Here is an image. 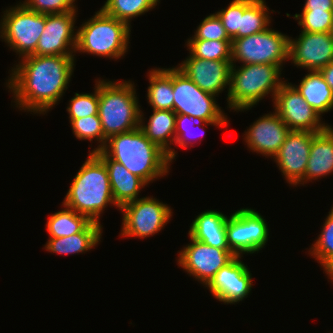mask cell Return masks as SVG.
I'll return each mask as SVG.
<instances>
[{
    "label": "cell",
    "mask_w": 333,
    "mask_h": 333,
    "mask_svg": "<svg viewBox=\"0 0 333 333\" xmlns=\"http://www.w3.org/2000/svg\"><path fill=\"white\" fill-rule=\"evenodd\" d=\"M147 100L155 110L173 111V67L153 68L148 73Z\"/></svg>",
    "instance_id": "26"
},
{
    "label": "cell",
    "mask_w": 333,
    "mask_h": 333,
    "mask_svg": "<svg viewBox=\"0 0 333 333\" xmlns=\"http://www.w3.org/2000/svg\"><path fill=\"white\" fill-rule=\"evenodd\" d=\"M77 32L75 52L93 54L109 59H120L128 51L131 27L104 13L95 12L82 23Z\"/></svg>",
    "instance_id": "6"
},
{
    "label": "cell",
    "mask_w": 333,
    "mask_h": 333,
    "mask_svg": "<svg viewBox=\"0 0 333 333\" xmlns=\"http://www.w3.org/2000/svg\"><path fill=\"white\" fill-rule=\"evenodd\" d=\"M265 0H254L243 12L240 30L232 39H238L252 34L260 33L269 28L271 13ZM269 14V15H268Z\"/></svg>",
    "instance_id": "30"
},
{
    "label": "cell",
    "mask_w": 333,
    "mask_h": 333,
    "mask_svg": "<svg viewBox=\"0 0 333 333\" xmlns=\"http://www.w3.org/2000/svg\"><path fill=\"white\" fill-rule=\"evenodd\" d=\"M136 94L130 80L114 82L99 78L98 116L107 139L139 127L141 106Z\"/></svg>",
    "instance_id": "5"
},
{
    "label": "cell",
    "mask_w": 333,
    "mask_h": 333,
    "mask_svg": "<svg viewBox=\"0 0 333 333\" xmlns=\"http://www.w3.org/2000/svg\"><path fill=\"white\" fill-rule=\"evenodd\" d=\"M333 173V127L328 126L312 139L304 183Z\"/></svg>",
    "instance_id": "22"
},
{
    "label": "cell",
    "mask_w": 333,
    "mask_h": 333,
    "mask_svg": "<svg viewBox=\"0 0 333 333\" xmlns=\"http://www.w3.org/2000/svg\"><path fill=\"white\" fill-rule=\"evenodd\" d=\"M319 71L333 92V61Z\"/></svg>",
    "instance_id": "40"
},
{
    "label": "cell",
    "mask_w": 333,
    "mask_h": 333,
    "mask_svg": "<svg viewBox=\"0 0 333 333\" xmlns=\"http://www.w3.org/2000/svg\"><path fill=\"white\" fill-rule=\"evenodd\" d=\"M316 133L290 130L274 156L277 167L291 186L303 185L312 139Z\"/></svg>",
    "instance_id": "16"
},
{
    "label": "cell",
    "mask_w": 333,
    "mask_h": 333,
    "mask_svg": "<svg viewBox=\"0 0 333 333\" xmlns=\"http://www.w3.org/2000/svg\"><path fill=\"white\" fill-rule=\"evenodd\" d=\"M95 153L106 165L115 203L121 207L128 202L139 199L140 190L147 184L121 163L109 158L102 150Z\"/></svg>",
    "instance_id": "20"
},
{
    "label": "cell",
    "mask_w": 333,
    "mask_h": 333,
    "mask_svg": "<svg viewBox=\"0 0 333 333\" xmlns=\"http://www.w3.org/2000/svg\"><path fill=\"white\" fill-rule=\"evenodd\" d=\"M213 125V126H219L221 127H225L228 125V123H209V122H203V121H198L197 119H194L188 115H183V114H177L176 116V129H175V145H178L182 148H187V147H193V143L195 139L193 138H199L200 136L204 135L205 131H202V134L199 136L198 133L196 134L195 132H191V127H197V129H199L198 127H200L202 129V127H204V125ZM203 125V126H202ZM194 128V129H195ZM198 136V137H197ZM192 139V140H189Z\"/></svg>",
    "instance_id": "34"
},
{
    "label": "cell",
    "mask_w": 333,
    "mask_h": 333,
    "mask_svg": "<svg viewBox=\"0 0 333 333\" xmlns=\"http://www.w3.org/2000/svg\"><path fill=\"white\" fill-rule=\"evenodd\" d=\"M298 20L301 31L321 33L332 32L333 11H302L293 15Z\"/></svg>",
    "instance_id": "35"
},
{
    "label": "cell",
    "mask_w": 333,
    "mask_h": 333,
    "mask_svg": "<svg viewBox=\"0 0 333 333\" xmlns=\"http://www.w3.org/2000/svg\"><path fill=\"white\" fill-rule=\"evenodd\" d=\"M0 22L2 38L18 58L32 55L45 28V14L27 9L21 2L3 11Z\"/></svg>",
    "instance_id": "8"
},
{
    "label": "cell",
    "mask_w": 333,
    "mask_h": 333,
    "mask_svg": "<svg viewBox=\"0 0 333 333\" xmlns=\"http://www.w3.org/2000/svg\"><path fill=\"white\" fill-rule=\"evenodd\" d=\"M75 0H25L21 2L27 9L40 14H62L75 12Z\"/></svg>",
    "instance_id": "38"
},
{
    "label": "cell",
    "mask_w": 333,
    "mask_h": 333,
    "mask_svg": "<svg viewBox=\"0 0 333 333\" xmlns=\"http://www.w3.org/2000/svg\"><path fill=\"white\" fill-rule=\"evenodd\" d=\"M289 60V36L272 28L232 39L231 64H272L283 67Z\"/></svg>",
    "instance_id": "7"
},
{
    "label": "cell",
    "mask_w": 333,
    "mask_h": 333,
    "mask_svg": "<svg viewBox=\"0 0 333 333\" xmlns=\"http://www.w3.org/2000/svg\"><path fill=\"white\" fill-rule=\"evenodd\" d=\"M244 132L245 145L249 150L274 158L285 142L290 129L274 111L259 117Z\"/></svg>",
    "instance_id": "19"
},
{
    "label": "cell",
    "mask_w": 333,
    "mask_h": 333,
    "mask_svg": "<svg viewBox=\"0 0 333 333\" xmlns=\"http://www.w3.org/2000/svg\"><path fill=\"white\" fill-rule=\"evenodd\" d=\"M269 228L264 217L251 208H241L228 216L227 245L235 256L258 253L268 242Z\"/></svg>",
    "instance_id": "11"
},
{
    "label": "cell",
    "mask_w": 333,
    "mask_h": 333,
    "mask_svg": "<svg viewBox=\"0 0 333 333\" xmlns=\"http://www.w3.org/2000/svg\"><path fill=\"white\" fill-rule=\"evenodd\" d=\"M102 228L101 224L91 221L79 233L59 238H49L44 248L50 253L64 255L88 252L101 241Z\"/></svg>",
    "instance_id": "24"
},
{
    "label": "cell",
    "mask_w": 333,
    "mask_h": 333,
    "mask_svg": "<svg viewBox=\"0 0 333 333\" xmlns=\"http://www.w3.org/2000/svg\"><path fill=\"white\" fill-rule=\"evenodd\" d=\"M182 62L177 67L203 91L217 97L226 88L229 91L231 60H206L189 55Z\"/></svg>",
    "instance_id": "18"
},
{
    "label": "cell",
    "mask_w": 333,
    "mask_h": 333,
    "mask_svg": "<svg viewBox=\"0 0 333 333\" xmlns=\"http://www.w3.org/2000/svg\"><path fill=\"white\" fill-rule=\"evenodd\" d=\"M190 242L179 252V267L183 268L192 275L198 282L200 281L206 288L215 274L226 264H228L235 255L230 249L216 248L206 245L189 236Z\"/></svg>",
    "instance_id": "13"
},
{
    "label": "cell",
    "mask_w": 333,
    "mask_h": 333,
    "mask_svg": "<svg viewBox=\"0 0 333 333\" xmlns=\"http://www.w3.org/2000/svg\"><path fill=\"white\" fill-rule=\"evenodd\" d=\"M242 256H235L223 266L206 286L210 293L224 304H237L248 297L252 290V274L242 262Z\"/></svg>",
    "instance_id": "17"
},
{
    "label": "cell",
    "mask_w": 333,
    "mask_h": 333,
    "mask_svg": "<svg viewBox=\"0 0 333 333\" xmlns=\"http://www.w3.org/2000/svg\"><path fill=\"white\" fill-rule=\"evenodd\" d=\"M110 204L119 210L113 199L106 165L95 152H90L74 176L62 205L101 224L100 216Z\"/></svg>",
    "instance_id": "3"
},
{
    "label": "cell",
    "mask_w": 333,
    "mask_h": 333,
    "mask_svg": "<svg viewBox=\"0 0 333 333\" xmlns=\"http://www.w3.org/2000/svg\"><path fill=\"white\" fill-rule=\"evenodd\" d=\"M158 3L160 0H106L100 9L131 27L133 18L152 10Z\"/></svg>",
    "instance_id": "29"
},
{
    "label": "cell",
    "mask_w": 333,
    "mask_h": 333,
    "mask_svg": "<svg viewBox=\"0 0 333 333\" xmlns=\"http://www.w3.org/2000/svg\"><path fill=\"white\" fill-rule=\"evenodd\" d=\"M97 80L93 93H75V96L71 98L66 110L69 114V119L98 115L99 79Z\"/></svg>",
    "instance_id": "33"
},
{
    "label": "cell",
    "mask_w": 333,
    "mask_h": 333,
    "mask_svg": "<svg viewBox=\"0 0 333 333\" xmlns=\"http://www.w3.org/2000/svg\"><path fill=\"white\" fill-rule=\"evenodd\" d=\"M20 60L5 83L16 107L34 114L49 112L68 89L75 56L29 55Z\"/></svg>",
    "instance_id": "1"
},
{
    "label": "cell",
    "mask_w": 333,
    "mask_h": 333,
    "mask_svg": "<svg viewBox=\"0 0 333 333\" xmlns=\"http://www.w3.org/2000/svg\"><path fill=\"white\" fill-rule=\"evenodd\" d=\"M227 219L228 217L220 211L201 212L192 221L188 235L206 245L229 249L226 238Z\"/></svg>",
    "instance_id": "23"
},
{
    "label": "cell",
    "mask_w": 333,
    "mask_h": 333,
    "mask_svg": "<svg viewBox=\"0 0 333 333\" xmlns=\"http://www.w3.org/2000/svg\"><path fill=\"white\" fill-rule=\"evenodd\" d=\"M273 104L274 111L290 130L318 133L329 126L292 83H287L286 80L277 91Z\"/></svg>",
    "instance_id": "12"
},
{
    "label": "cell",
    "mask_w": 333,
    "mask_h": 333,
    "mask_svg": "<svg viewBox=\"0 0 333 333\" xmlns=\"http://www.w3.org/2000/svg\"><path fill=\"white\" fill-rule=\"evenodd\" d=\"M173 111L188 115L198 121L228 123L227 115L221 110L216 96L199 88L178 67L173 68Z\"/></svg>",
    "instance_id": "9"
},
{
    "label": "cell",
    "mask_w": 333,
    "mask_h": 333,
    "mask_svg": "<svg viewBox=\"0 0 333 333\" xmlns=\"http://www.w3.org/2000/svg\"><path fill=\"white\" fill-rule=\"evenodd\" d=\"M189 39L232 40L216 13L205 17Z\"/></svg>",
    "instance_id": "37"
},
{
    "label": "cell",
    "mask_w": 333,
    "mask_h": 333,
    "mask_svg": "<svg viewBox=\"0 0 333 333\" xmlns=\"http://www.w3.org/2000/svg\"><path fill=\"white\" fill-rule=\"evenodd\" d=\"M232 40L188 39L187 48L192 57L206 60H231Z\"/></svg>",
    "instance_id": "31"
},
{
    "label": "cell",
    "mask_w": 333,
    "mask_h": 333,
    "mask_svg": "<svg viewBox=\"0 0 333 333\" xmlns=\"http://www.w3.org/2000/svg\"><path fill=\"white\" fill-rule=\"evenodd\" d=\"M69 121L73 134L77 139L92 142L94 139L100 143L91 152L101 150L105 146L107 138L103 134L102 124L98 115H89L79 119H70Z\"/></svg>",
    "instance_id": "32"
},
{
    "label": "cell",
    "mask_w": 333,
    "mask_h": 333,
    "mask_svg": "<svg viewBox=\"0 0 333 333\" xmlns=\"http://www.w3.org/2000/svg\"><path fill=\"white\" fill-rule=\"evenodd\" d=\"M253 1L254 0H232L226 8L215 12L231 39L240 30L243 12Z\"/></svg>",
    "instance_id": "36"
},
{
    "label": "cell",
    "mask_w": 333,
    "mask_h": 333,
    "mask_svg": "<svg viewBox=\"0 0 333 333\" xmlns=\"http://www.w3.org/2000/svg\"><path fill=\"white\" fill-rule=\"evenodd\" d=\"M328 213L321 233L315 243L310 246L308 254L320 263L328 279L330 278L333 282V206Z\"/></svg>",
    "instance_id": "28"
},
{
    "label": "cell",
    "mask_w": 333,
    "mask_h": 333,
    "mask_svg": "<svg viewBox=\"0 0 333 333\" xmlns=\"http://www.w3.org/2000/svg\"><path fill=\"white\" fill-rule=\"evenodd\" d=\"M77 12L45 14V28L32 55L75 56L77 32L74 30L77 26L74 25Z\"/></svg>",
    "instance_id": "14"
},
{
    "label": "cell",
    "mask_w": 333,
    "mask_h": 333,
    "mask_svg": "<svg viewBox=\"0 0 333 333\" xmlns=\"http://www.w3.org/2000/svg\"><path fill=\"white\" fill-rule=\"evenodd\" d=\"M101 150L140 177L147 185L166 176L172 163L168 154L152 143L139 127L110 136Z\"/></svg>",
    "instance_id": "2"
},
{
    "label": "cell",
    "mask_w": 333,
    "mask_h": 333,
    "mask_svg": "<svg viewBox=\"0 0 333 333\" xmlns=\"http://www.w3.org/2000/svg\"><path fill=\"white\" fill-rule=\"evenodd\" d=\"M123 237L147 238L160 232L172 217V209L156 198L141 197L122 205Z\"/></svg>",
    "instance_id": "10"
},
{
    "label": "cell",
    "mask_w": 333,
    "mask_h": 333,
    "mask_svg": "<svg viewBox=\"0 0 333 333\" xmlns=\"http://www.w3.org/2000/svg\"><path fill=\"white\" fill-rule=\"evenodd\" d=\"M300 32L296 39L289 37V60L294 66L319 71L333 61L332 32Z\"/></svg>",
    "instance_id": "15"
},
{
    "label": "cell",
    "mask_w": 333,
    "mask_h": 333,
    "mask_svg": "<svg viewBox=\"0 0 333 333\" xmlns=\"http://www.w3.org/2000/svg\"><path fill=\"white\" fill-rule=\"evenodd\" d=\"M282 68L272 64H246L231 66L230 87L227 92V107L238 112L252 109L266 95L272 101L282 84Z\"/></svg>",
    "instance_id": "4"
},
{
    "label": "cell",
    "mask_w": 333,
    "mask_h": 333,
    "mask_svg": "<svg viewBox=\"0 0 333 333\" xmlns=\"http://www.w3.org/2000/svg\"><path fill=\"white\" fill-rule=\"evenodd\" d=\"M321 116L333 109V92L320 71H308L299 85L292 84Z\"/></svg>",
    "instance_id": "25"
},
{
    "label": "cell",
    "mask_w": 333,
    "mask_h": 333,
    "mask_svg": "<svg viewBox=\"0 0 333 333\" xmlns=\"http://www.w3.org/2000/svg\"><path fill=\"white\" fill-rule=\"evenodd\" d=\"M63 210L48 217L46 231L49 238H59L81 232L91 221L71 208L63 205Z\"/></svg>",
    "instance_id": "27"
},
{
    "label": "cell",
    "mask_w": 333,
    "mask_h": 333,
    "mask_svg": "<svg viewBox=\"0 0 333 333\" xmlns=\"http://www.w3.org/2000/svg\"><path fill=\"white\" fill-rule=\"evenodd\" d=\"M143 116L144 113L140 110V130L152 143L164 150L168 154L170 161L173 162L176 157V151L172 149L171 145L175 143L177 114L171 110L153 109V114L149 117L146 125Z\"/></svg>",
    "instance_id": "21"
},
{
    "label": "cell",
    "mask_w": 333,
    "mask_h": 333,
    "mask_svg": "<svg viewBox=\"0 0 333 333\" xmlns=\"http://www.w3.org/2000/svg\"><path fill=\"white\" fill-rule=\"evenodd\" d=\"M302 11H333V0H305Z\"/></svg>",
    "instance_id": "39"
}]
</instances>
